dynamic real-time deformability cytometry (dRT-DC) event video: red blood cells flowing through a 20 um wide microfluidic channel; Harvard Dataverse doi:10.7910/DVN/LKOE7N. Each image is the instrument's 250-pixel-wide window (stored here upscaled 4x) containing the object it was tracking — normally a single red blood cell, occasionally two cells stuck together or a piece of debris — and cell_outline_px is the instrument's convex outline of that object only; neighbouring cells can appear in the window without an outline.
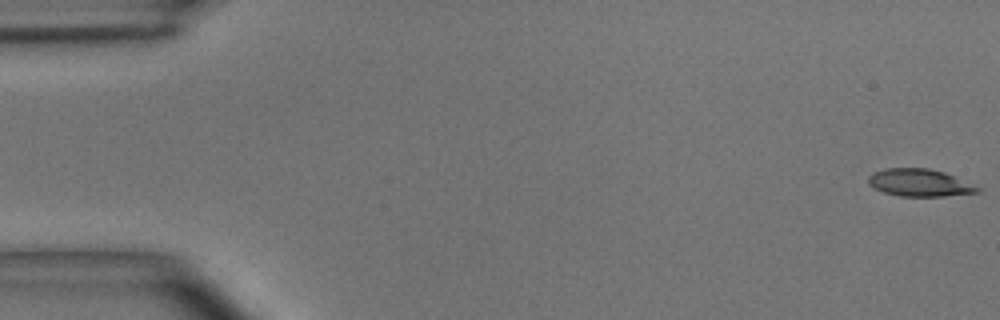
{"species": "common noctule bat (a hibernating species)", "species_latin": "Nyctalus noctula", "temperature_condition": "room temperature", "stored_images_in_passage": 8, "camera_frame_rate_fps": 3000, "um_per_image_px": 0.085, "animal": {"sex": "male", "body_mass_g": 15.6}, "frame": {"image": 1, "passage_image": 1, "time_ms": 0.0, "image_size_px": [1000, 320], "cell_outline_px": [[980, 192], [944, 196], [900, 196], [884, 192], [868, 184], [868, 176], [872, 172], [884, 168], [928, 168], [944, 172], [980, 188]], "centroid_in_image_um": [78.12, 15.52], "position_along_channel_um": 6.9, "area_um2": 17.28}}
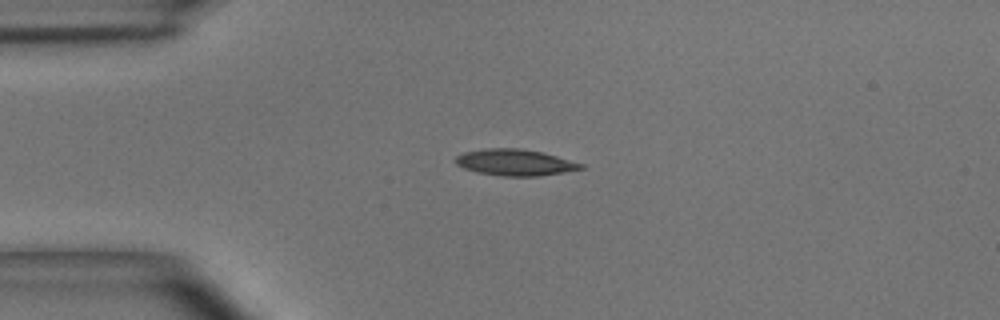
{"frame": {"image": 2, "passage_image": 4, "time_ms": 1.0, "image_size_px": [1000, 320], "cell_outline_px": [[584, 168], [536, 176], [504, 176], [480, 172], [464, 168], [456, 164], [456, 156], [464, 152], [488, 148], [520, 148], [540, 152], [556, 156], [584, 164]], "centroid_in_image_um": [43.76, 13.79], "position_along_channel_um": 41.2, "area_um2": 18.79}}
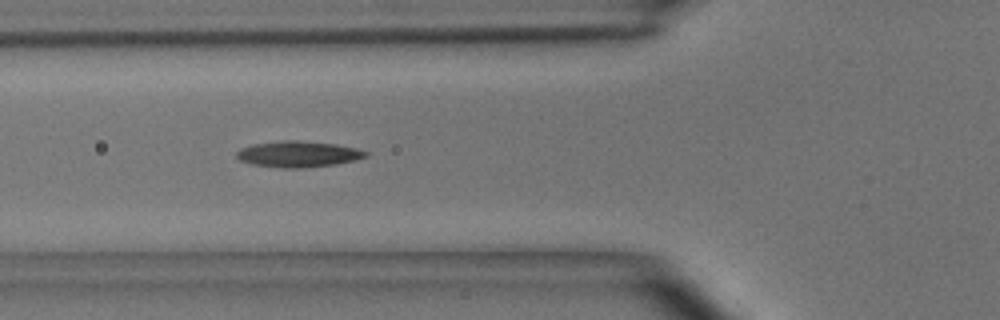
{"frame": {"image": 3, "passage_image": 6, "time_ms": 1.667, "image_size_px": [1000, 320], "cell_outline_px": [[368, 156], [356, 160], [336, 164], [300, 168], [280, 168], [252, 164], [240, 160], [236, 156], [236, 152], [240, 148], [252, 144], [284, 140], [296, 140], [336, 144], [360, 148], [368, 152]], "centroid_in_image_um": [25.37, 13.09], "position_along_channel_um": 100.4, "area_um2": 19.77}}